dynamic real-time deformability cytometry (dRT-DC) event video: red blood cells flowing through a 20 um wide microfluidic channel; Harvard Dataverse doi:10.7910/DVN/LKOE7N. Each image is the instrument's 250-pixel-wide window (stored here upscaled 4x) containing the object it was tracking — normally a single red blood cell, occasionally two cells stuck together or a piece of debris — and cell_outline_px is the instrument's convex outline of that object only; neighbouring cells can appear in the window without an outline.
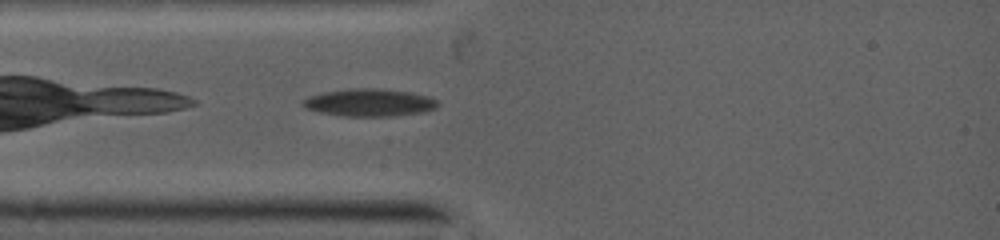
{"species": "common noctule bat (a hibernating species)", "species_latin": "Nyctalus noctula", "temperature_condition": "warm", "stored_images_in_passage": 2, "camera_frame_rate_fps": 5000, "um_per_image_px": 0.085, "animal": {"sex": "female", "body_mass_g": 19.0, "forearm_length_mm": 53.3}, "frame": {"image": 1, "passage_image": 2, "time_ms": 0.6, "image_size_px": [1000, 240], "cell_outline_px": [[436, 104], [432, 108], [420, 112], [392, 116], [344, 116], [320, 112], [304, 108], [300, 104], [300, 100], [324, 92], [364, 88], [376, 88], [408, 92], [428, 96], [436, 100]], "centroid_in_image_um": [31.32, 8.72], "position_along_channel_um": 53.7, "area_um2": 21.1}}